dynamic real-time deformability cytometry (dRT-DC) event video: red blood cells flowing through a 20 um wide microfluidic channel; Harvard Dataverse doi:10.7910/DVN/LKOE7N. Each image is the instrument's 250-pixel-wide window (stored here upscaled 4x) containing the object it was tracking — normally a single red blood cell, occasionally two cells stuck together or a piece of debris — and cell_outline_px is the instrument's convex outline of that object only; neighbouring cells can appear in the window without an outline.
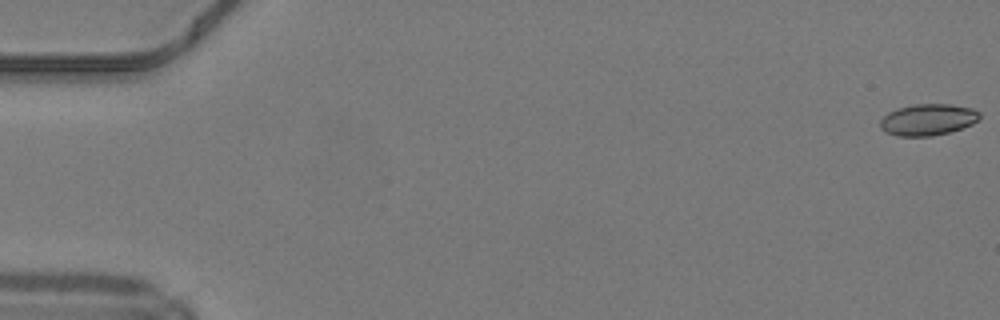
{"species": "common noctule bat (a hibernating species)", "species_latin": "Nyctalus noctula", "temperature_condition": "warm", "stored_images_in_passage": 50, "camera_frame_rate_fps": 3000, "um_per_image_px": 0.085, "animal": {"sex": "male", "body_mass_g": 19.2, "forearm_length_mm": 51.8}, "frame": {"image": 1, "passage_image": 1, "time_ms": 0.0, "image_size_px": [1000, 320], "cell_outline_px": [[980, 120], [972, 124], [948, 132], [932, 136], [896, 136], [884, 132], [880, 128], [880, 120], [888, 112], [896, 108], [912, 104], [952, 104], [972, 108], [980, 112]], "centroid_in_image_um": [78.85, 10.16], "position_along_channel_um": 6.1, "area_um2": 18.44}}
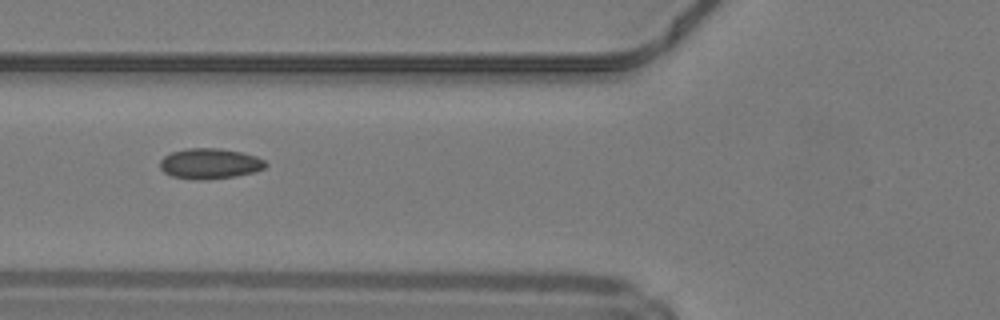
{"frame": {"image": 2, "passage_image": 20, "time_ms": 6.333, "image_size_px": [1000, 320], "cell_outline_px": [[268, 164], [264, 168], [256, 172], [236, 176], [204, 180], [196, 180], [172, 176], [164, 172], [160, 168], [160, 160], [164, 156], [172, 152], [184, 148], [220, 148], [240, 152], [256, 156], [264, 160]], "centroid_in_image_um": [17.84, 13.91], "position_along_channel_um": 108.0, "area_um2": 18.9}}
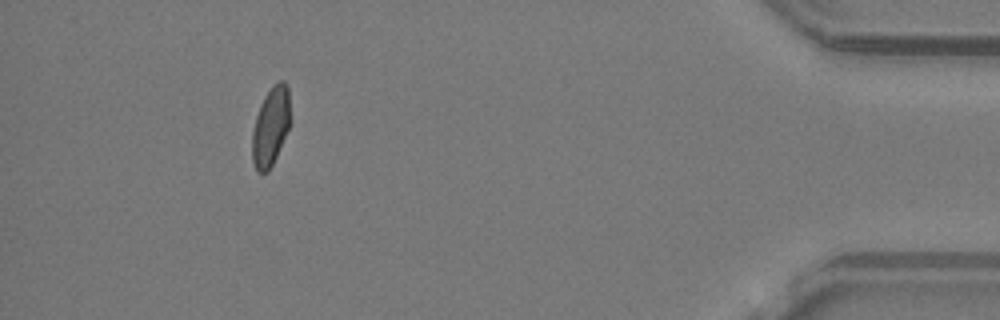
{"frame": {"image": 3, "passage_image": 46, "time_ms": 15.0, "image_size_px": [1000, 320], "cell_outline_px": [[292, 120], [276, 156], [268, 172], [256, 172], [252, 160], [252, 132], [256, 116], [260, 104], [264, 96], [272, 84], [280, 80], [284, 80], [288, 88]], "centroid_in_image_um": [23.02, 10.71], "position_along_channel_um": 412.2, "area_um2": 17.8}, "authors_computed_cell_mechanics": {"area_um2": 18.0914, "velocity_mm_per_s": 4.2152, "shape_relaxation_time_tau1_ms": null, "shape_relaxation_time_tau2_ms": 1.4709, "deformation_change_tau1": null, "deformation_change_tau2": 0.0721}}